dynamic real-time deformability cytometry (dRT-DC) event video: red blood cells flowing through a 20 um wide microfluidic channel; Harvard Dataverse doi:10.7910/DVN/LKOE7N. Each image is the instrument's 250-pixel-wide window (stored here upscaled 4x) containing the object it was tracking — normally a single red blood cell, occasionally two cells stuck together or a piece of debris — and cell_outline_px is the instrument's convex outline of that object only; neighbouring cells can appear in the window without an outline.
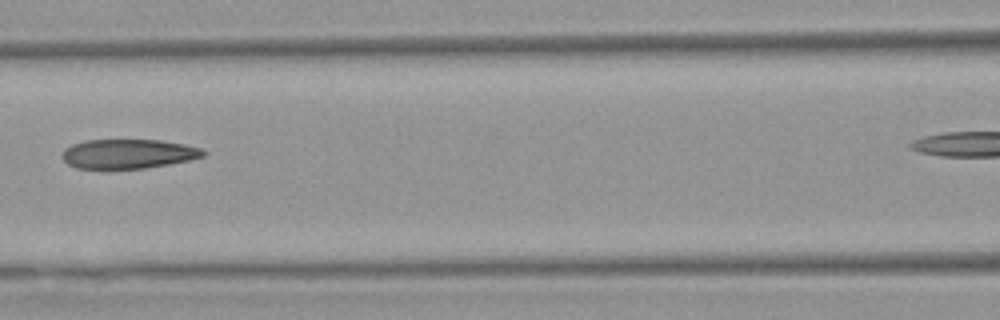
{"species": "Egyptian fruit bat (a non-hibernating species)", "species_latin": "Rousettus aegyptiacus", "temperature_condition": "warm", "stored_images_in_passage": 5, "camera_frame_rate_fps": 3000, "um_per_image_px": 0.085, "animal": {"sex": "female"}, "frame": {"image": 1, "passage_image": 4, "time_ms": 4.333, "image_size_px": [1000, 320], "cell_outline_px": [[208, 152], [204, 156], [192, 160], [144, 168], [76, 168], [68, 164], [64, 160], [64, 148], [72, 144], [84, 140], [160, 140], [184, 144], [204, 148]], "centroid_in_image_um": [10.96, 13.06], "position_along_channel_um": 155.6, "area_um2": 24.16}}